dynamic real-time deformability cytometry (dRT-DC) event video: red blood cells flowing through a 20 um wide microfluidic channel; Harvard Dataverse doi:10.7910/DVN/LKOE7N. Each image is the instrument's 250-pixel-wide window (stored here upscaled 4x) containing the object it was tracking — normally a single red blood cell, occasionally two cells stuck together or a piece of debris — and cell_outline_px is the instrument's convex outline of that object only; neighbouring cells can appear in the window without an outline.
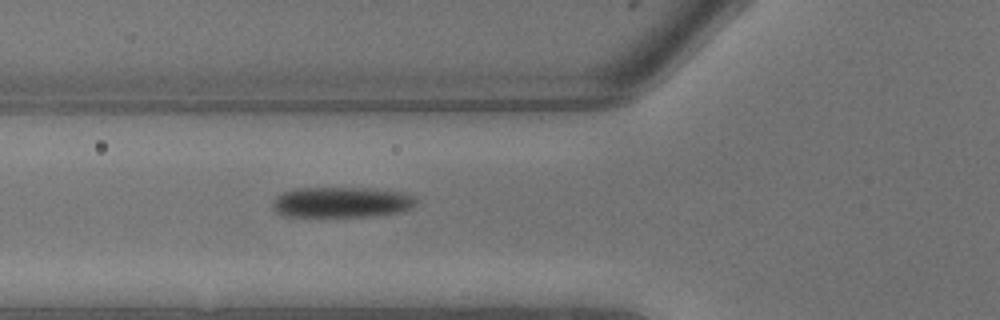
{"species": "common noctule bat (a hibernating species)", "species_latin": "Nyctalus noctula", "temperature_condition": "warm", "stored_images_in_passage": 2, "camera_frame_rate_fps": 3000, "um_per_image_px": 0.085, "animal": {"sex": "male", "body_mass_g": 13.3}, "frame": {"image": 1, "passage_image": 2, "time_ms": 0.333, "image_size_px": [1000, 320], "cell_outline_px": [[416, 204], [400, 212], [368, 216], [284, 216], [276, 212], [272, 208], [272, 204], [276, 196], [284, 192], [296, 188], [380, 188], [404, 192], [416, 196]], "centroid_in_image_um": [29.05, 17.17], "position_along_channel_um": 96.8, "area_um2": 25.72}}